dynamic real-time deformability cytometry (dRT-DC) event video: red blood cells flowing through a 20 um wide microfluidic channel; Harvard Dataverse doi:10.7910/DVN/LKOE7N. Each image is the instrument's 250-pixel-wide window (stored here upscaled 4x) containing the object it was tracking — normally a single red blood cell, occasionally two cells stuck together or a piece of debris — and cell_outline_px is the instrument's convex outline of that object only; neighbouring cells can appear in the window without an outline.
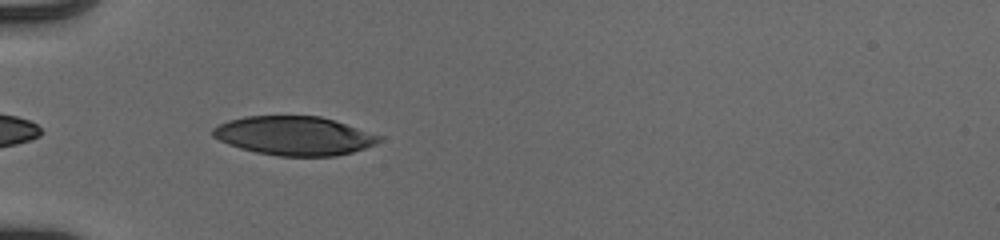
{"species": "human", "species_latin": "Homo sapiens", "temperature_condition": "cold", "stored_images_in_passage": 35, "camera_frame_rate_fps": 3000, "um_per_image_px": 0.085, "donor": {"sex": "male"}, "frame": {"image": 1, "passage_image": 2, "time_ms": 0.333, "image_size_px": [1000, 240], "cell_outline_px": [[384, 140], [376, 144], [352, 152], [336, 156], [276, 156], [256, 152], [240, 148], [228, 144], [212, 136], [212, 128], [228, 120], [244, 116], [320, 116], [384, 136]], "centroid_in_image_um": [25.02, 11.54], "position_along_channel_um": 60.0, "area_um2": 37.8}}
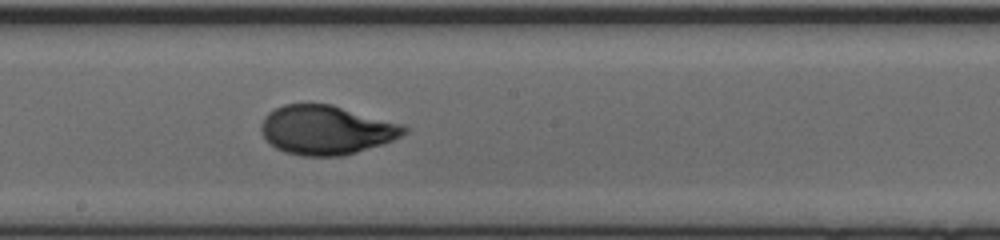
{"frame": {"image": 2, "passage_image": 15, "time_ms": 4.667, "image_size_px": [1000, 240], "cell_outline_px": [[408, 132], [392, 140], [344, 156], [300, 156], [284, 152], [276, 148], [264, 136], [260, 128], [260, 124], [264, 116], [268, 112], [284, 104], [332, 104], [404, 124], [408, 128]], "centroid_in_image_um": [27.73, 11.04], "position_along_channel_um": 220.5, "area_um2": 40.98}}
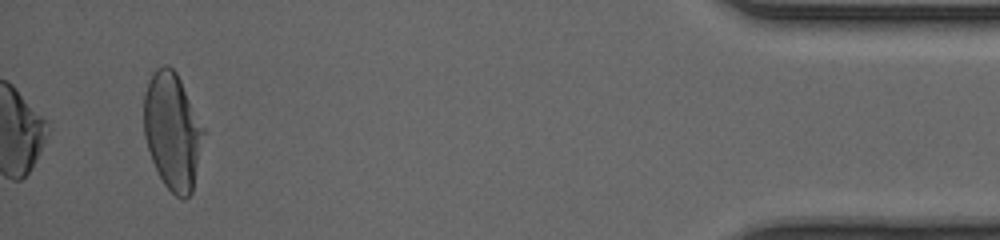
{"frame": {"image": 3, "passage_image": 35, "time_ms": 11.333, "image_size_px": [1000, 240], "cell_outline_px": [[204, 132], [192, 192], [184, 200], [176, 196], [164, 184], [152, 160], [144, 136], [144, 92], [148, 80], [152, 72], [156, 68], [164, 64], [168, 64], [176, 72], [204, 128]], "centroid_in_image_um": [14.63, 11.11], "position_along_channel_um": 420.6, "area_um2": 40.23}, "authors_computed_cell_mechanics": {"area_um2": 40.1132, "velocity_mm_per_s": 3.9541, "shape_relaxation_time_tau1_ms": 3.9832, "shape_relaxation_time_tau2_ms": null, "deformation_change_tau1": 0.1967, "deformation_change_tau2": null}}